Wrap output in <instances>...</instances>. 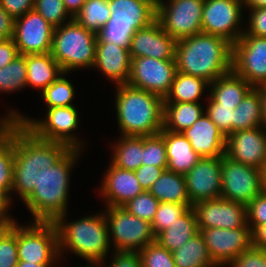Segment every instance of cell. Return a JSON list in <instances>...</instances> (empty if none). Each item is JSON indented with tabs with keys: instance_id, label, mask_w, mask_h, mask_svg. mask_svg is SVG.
<instances>
[{
	"instance_id": "603a6c76",
	"label": "cell",
	"mask_w": 266,
	"mask_h": 267,
	"mask_svg": "<svg viewBox=\"0 0 266 267\" xmlns=\"http://www.w3.org/2000/svg\"><path fill=\"white\" fill-rule=\"evenodd\" d=\"M193 150L201 157L225 155L226 136L218 129L206 112L190 128L181 132Z\"/></svg>"
},
{
	"instance_id": "ac0fdd59",
	"label": "cell",
	"mask_w": 266,
	"mask_h": 267,
	"mask_svg": "<svg viewBox=\"0 0 266 267\" xmlns=\"http://www.w3.org/2000/svg\"><path fill=\"white\" fill-rule=\"evenodd\" d=\"M198 230L204 228L236 229L249 227L245 205L223 198L210 199L192 205Z\"/></svg>"
},
{
	"instance_id": "d4e9b609",
	"label": "cell",
	"mask_w": 266,
	"mask_h": 267,
	"mask_svg": "<svg viewBox=\"0 0 266 267\" xmlns=\"http://www.w3.org/2000/svg\"><path fill=\"white\" fill-rule=\"evenodd\" d=\"M167 154V170L178 174H187L202 158L191 146L189 140L182 133L162 130Z\"/></svg>"
},
{
	"instance_id": "91938a15",
	"label": "cell",
	"mask_w": 266,
	"mask_h": 267,
	"mask_svg": "<svg viewBox=\"0 0 266 267\" xmlns=\"http://www.w3.org/2000/svg\"><path fill=\"white\" fill-rule=\"evenodd\" d=\"M242 4L244 9L265 8L266 0H242Z\"/></svg>"
},
{
	"instance_id": "e0dca14e",
	"label": "cell",
	"mask_w": 266,
	"mask_h": 267,
	"mask_svg": "<svg viewBox=\"0 0 266 267\" xmlns=\"http://www.w3.org/2000/svg\"><path fill=\"white\" fill-rule=\"evenodd\" d=\"M54 26L34 9L15 19L13 41L21 55L50 53Z\"/></svg>"
},
{
	"instance_id": "d6986e66",
	"label": "cell",
	"mask_w": 266,
	"mask_h": 267,
	"mask_svg": "<svg viewBox=\"0 0 266 267\" xmlns=\"http://www.w3.org/2000/svg\"><path fill=\"white\" fill-rule=\"evenodd\" d=\"M222 156L202 157L184 175L191 206L202 201L221 198Z\"/></svg>"
},
{
	"instance_id": "7c38bea8",
	"label": "cell",
	"mask_w": 266,
	"mask_h": 267,
	"mask_svg": "<svg viewBox=\"0 0 266 267\" xmlns=\"http://www.w3.org/2000/svg\"><path fill=\"white\" fill-rule=\"evenodd\" d=\"M221 198L247 206L265 188L260 168L222 156Z\"/></svg>"
},
{
	"instance_id": "60d3db41",
	"label": "cell",
	"mask_w": 266,
	"mask_h": 267,
	"mask_svg": "<svg viewBox=\"0 0 266 267\" xmlns=\"http://www.w3.org/2000/svg\"><path fill=\"white\" fill-rule=\"evenodd\" d=\"M52 26L58 27L73 20L63 0H35L34 8ZM66 19H69L66 21Z\"/></svg>"
},
{
	"instance_id": "b9f144b4",
	"label": "cell",
	"mask_w": 266,
	"mask_h": 267,
	"mask_svg": "<svg viewBox=\"0 0 266 267\" xmlns=\"http://www.w3.org/2000/svg\"><path fill=\"white\" fill-rule=\"evenodd\" d=\"M159 204L160 202L149 191L144 190L122 207L130 214L151 223Z\"/></svg>"
},
{
	"instance_id": "8992f818",
	"label": "cell",
	"mask_w": 266,
	"mask_h": 267,
	"mask_svg": "<svg viewBox=\"0 0 266 267\" xmlns=\"http://www.w3.org/2000/svg\"><path fill=\"white\" fill-rule=\"evenodd\" d=\"M97 34L74 19L53 32L51 55L64 73L92 68L95 62Z\"/></svg>"
},
{
	"instance_id": "ee69618b",
	"label": "cell",
	"mask_w": 266,
	"mask_h": 267,
	"mask_svg": "<svg viewBox=\"0 0 266 267\" xmlns=\"http://www.w3.org/2000/svg\"><path fill=\"white\" fill-rule=\"evenodd\" d=\"M139 254L142 267H176L173 253L156 241L141 249Z\"/></svg>"
},
{
	"instance_id": "9f6ffc18",
	"label": "cell",
	"mask_w": 266,
	"mask_h": 267,
	"mask_svg": "<svg viewBox=\"0 0 266 267\" xmlns=\"http://www.w3.org/2000/svg\"><path fill=\"white\" fill-rule=\"evenodd\" d=\"M11 205L9 199L0 192V221H15L14 218L7 213Z\"/></svg>"
},
{
	"instance_id": "f35d334b",
	"label": "cell",
	"mask_w": 266,
	"mask_h": 267,
	"mask_svg": "<svg viewBox=\"0 0 266 267\" xmlns=\"http://www.w3.org/2000/svg\"><path fill=\"white\" fill-rule=\"evenodd\" d=\"M191 207V203L160 202L151 222L154 236L156 237L160 232L169 227Z\"/></svg>"
},
{
	"instance_id": "7bdbcfd3",
	"label": "cell",
	"mask_w": 266,
	"mask_h": 267,
	"mask_svg": "<svg viewBox=\"0 0 266 267\" xmlns=\"http://www.w3.org/2000/svg\"><path fill=\"white\" fill-rule=\"evenodd\" d=\"M17 221L0 236V267H16L18 264Z\"/></svg>"
},
{
	"instance_id": "4316f807",
	"label": "cell",
	"mask_w": 266,
	"mask_h": 267,
	"mask_svg": "<svg viewBox=\"0 0 266 267\" xmlns=\"http://www.w3.org/2000/svg\"><path fill=\"white\" fill-rule=\"evenodd\" d=\"M27 87L43 91L62 73L51 53L26 55Z\"/></svg>"
},
{
	"instance_id": "d6a6232c",
	"label": "cell",
	"mask_w": 266,
	"mask_h": 267,
	"mask_svg": "<svg viewBox=\"0 0 266 267\" xmlns=\"http://www.w3.org/2000/svg\"><path fill=\"white\" fill-rule=\"evenodd\" d=\"M210 83L203 78L176 72L170 91L164 102H199Z\"/></svg>"
},
{
	"instance_id": "277c9868",
	"label": "cell",
	"mask_w": 266,
	"mask_h": 267,
	"mask_svg": "<svg viewBox=\"0 0 266 267\" xmlns=\"http://www.w3.org/2000/svg\"><path fill=\"white\" fill-rule=\"evenodd\" d=\"M81 149L70 148L50 167L32 193L23 201L31 212L33 221L53 222L67 214L70 175L77 163Z\"/></svg>"
},
{
	"instance_id": "8fae6325",
	"label": "cell",
	"mask_w": 266,
	"mask_h": 267,
	"mask_svg": "<svg viewBox=\"0 0 266 267\" xmlns=\"http://www.w3.org/2000/svg\"><path fill=\"white\" fill-rule=\"evenodd\" d=\"M203 0H168L156 8V20L176 41L202 32Z\"/></svg>"
},
{
	"instance_id": "52a82bcc",
	"label": "cell",
	"mask_w": 266,
	"mask_h": 267,
	"mask_svg": "<svg viewBox=\"0 0 266 267\" xmlns=\"http://www.w3.org/2000/svg\"><path fill=\"white\" fill-rule=\"evenodd\" d=\"M111 17L97 33V42L129 47L134 32L156 20V9L143 0H108Z\"/></svg>"
},
{
	"instance_id": "1f68e13d",
	"label": "cell",
	"mask_w": 266,
	"mask_h": 267,
	"mask_svg": "<svg viewBox=\"0 0 266 267\" xmlns=\"http://www.w3.org/2000/svg\"><path fill=\"white\" fill-rule=\"evenodd\" d=\"M112 147L111 164L117 168L135 171L142 165L144 136L121 135Z\"/></svg>"
},
{
	"instance_id": "db71d44e",
	"label": "cell",
	"mask_w": 266,
	"mask_h": 267,
	"mask_svg": "<svg viewBox=\"0 0 266 267\" xmlns=\"http://www.w3.org/2000/svg\"><path fill=\"white\" fill-rule=\"evenodd\" d=\"M15 19L0 4V40L13 38Z\"/></svg>"
},
{
	"instance_id": "5bb4252c",
	"label": "cell",
	"mask_w": 266,
	"mask_h": 267,
	"mask_svg": "<svg viewBox=\"0 0 266 267\" xmlns=\"http://www.w3.org/2000/svg\"><path fill=\"white\" fill-rule=\"evenodd\" d=\"M232 70L254 88L266 85V37L242 34L232 45Z\"/></svg>"
},
{
	"instance_id": "7a4b0ae2",
	"label": "cell",
	"mask_w": 266,
	"mask_h": 267,
	"mask_svg": "<svg viewBox=\"0 0 266 267\" xmlns=\"http://www.w3.org/2000/svg\"><path fill=\"white\" fill-rule=\"evenodd\" d=\"M177 72L212 83L232 70V44L225 38L198 33L176 43Z\"/></svg>"
},
{
	"instance_id": "c3c4849f",
	"label": "cell",
	"mask_w": 266,
	"mask_h": 267,
	"mask_svg": "<svg viewBox=\"0 0 266 267\" xmlns=\"http://www.w3.org/2000/svg\"><path fill=\"white\" fill-rule=\"evenodd\" d=\"M249 10V24L243 34L266 37V7Z\"/></svg>"
},
{
	"instance_id": "680465c9",
	"label": "cell",
	"mask_w": 266,
	"mask_h": 267,
	"mask_svg": "<svg viewBox=\"0 0 266 267\" xmlns=\"http://www.w3.org/2000/svg\"><path fill=\"white\" fill-rule=\"evenodd\" d=\"M260 93L262 102V124L261 126L266 130V85L257 87Z\"/></svg>"
},
{
	"instance_id": "f546056e",
	"label": "cell",
	"mask_w": 266,
	"mask_h": 267,
	"mask_svg": "<svg viewBox=\"0 0 266 267\" xmlns=\"http://www.w3.org/2000/svg\"><path fill=\"white\" fill-rule=\"evenodd\" d=\"M14 142L13 121L0 122V192L12 203Z\"/></svg>"
},
{
	"instance_id": "484cf974",
	"label": "cell",
	"mask_w": 266,
	"mask_h": 267,
	"mask_svg": "<svg viewBox=\"0 0 266 267\" xmlns=\"http://www.w3.org/2000/svg\"><path fill=\"white\" fill-rule=\"evenodd\" d=\"M253 87L233 70L209 85V95L222 106L237 107Z\"/></svg>"
},
{
	"instance_id": "f1b7e54d",
	"label": "cell",
	"mask_w": 266,
	"mask_h": 267,
	"mask_svg": "<svg viewBox=\"0 0 266 267\" xmlns=\"http://www.w3.org/2000/svg\"><path fill=\"white\" fill-rule=\"evenodd\" d=\"M198 232L196 215L194 209L191 207L169 227L160 232L155 237V241L163 248L173 252L182 247Z\"/></svg>"
},
{
	"instance_id": "bcb514c9",
	"label": "cell",
	"mask_w": 266,
	"mask_h": 267,
	"mask_svg": "<svg viewBox=\"0 0 266 267\" xmlns=\"http://www.w3.org/2000/svg\"><path fill=\"white\" fill-rule=\"evenodd\" d=\"M246 208L247 224L253 232L257 227L266 223V188Z\"/></svg>"
},
{
	"instance_id": "ba28073f",
	"label": "cell",
	"mask_w": 266,
	"mask_h": 267,
	"mask_svg": "<svg viewBox=\"0 0 266 267\" xmlns=\"http://www.w3.org/2000/svg\"><path fill=\"white\" fill-rule=\"evenodd\" d=\"M4 121H18L36 137L47 141L61 142L66 144L69 148L83 150V144H85L79 137L77 138L74 135V131L79 126V113L74 105L47 108L45 118L40 120L31 119L11 109L9 113L5 114L4 117L0 119V122Z\"/></svg>"
},
{
	"instance_id": "03108f58",
	"label": "cell",
	"mask_w": 266,
	"mask_h": 267,
	"mask_svg": "<svg viewBox=\"0 0 266 267\" xmlns=\"http://www.w3.org/2000/svg\"><path fill=\"white\" fill-rule=\"evenodd\" d=\"M79 267H81V266H79ZM84 267H101V266H100V264H88V265H86Z\"/></svg>"
},
{
	"instance_id": "44dd1931",
	"label": "cell",
	"mask_w": 266,
	"mask_h": 267,
	"mask_svg": "<svg viewBox=\"0 0 266 267\" xmlns=\"http://www.w3.org/2000/svg\"><path fill=\"white\" fill-rule=\"evenodd\" d=\"M176 43L155 20L149 26L134 32L129 46L130 56L131 59L153 57L159 60H175Z\"/></svg>"
},
{
	"instance_id": "9c48e42d",
	"label": "cell",
	"mask_w": 266,
	"mask_h": 267,
	"mask_svg": "<svg viewBox=\"0 0 266 267\" xmlns=\"http://www.w3.org/2000/svg\"><path fill=\"white\" fill-rule=\"evenodd\" d=\"M104 215L107 221L113 251L139 252L155 241L151 223L130 214L122 206H106ZM112 240V241H111Z\"/></svg>"
},
{
	"instance_id": "d590c367",
	"label": "cell",
	"mask_w": 266,
	"mask_h": 267,
	"mask_svg": "<svg viewBox=\"0 0 266 267\" xmlns=\"http://www.w3.org/2000/svg\"><path fill=\"white\" fill-rule=\"evenodd\" d=\"M110 17L108 0H87L81 11L73 19L79 25L97 34Z\"/></svg>"
},
{
	"instance_id": "2e32d148",
	"label": "cell",
	"mask_w": 266,
	"mask_h": 267,
	"mask_svg": "<svg viewBox=\"0 0 266 267\" xmlns=\"http://www.w3.org/2000/svg\"><path fill=\"white\" fill-rule=\"evenodd\" d=\"M212 261L216 265H228L240 254L253 247L252 229L204 228L199 231Z\"/></svg>"
},
{
	"instance_id": "ffe728a7",
	"label": "cell",
	"mask_w": 266,
	"mask_h": 267,
	"mask_svg": "<svg viewBox=\"0 0 266 267\" xmlns=\"http://www.w3.org/2000/svg\"><path fill=\"white\" fill-rule=\"evenodd\" d=\"M225 156L232 161L261 168L266 156V130L259 126L229 134Z\"/></svg>"
},
{
	"instance_id": "3957f363",
	"label": "cell",
	"mask_w": 266,
	"mask_h": 267,
	"mask_svg": "<svg viewBox=\"0 0 266 267\" xmlns=\"http://www.w3.org/2000/svg\"><path fill=\"white\" fill-rule=\"evenodd\" d=\"M63 214L53 223L58 234L59 256L62 257L68 250L87 261V264H100L105 262L110 252V237L104 212L88 215L78 220L66 222ZM102 263V264H101Z\"/></svg>"
},
{
	"instance_id": "6da1fadb",
	"label": "cell",
	"mask_w": 266,
	"mask_h": 267,
	"mask_svg": "<svg viewBox=\"0 0 266 267\" xmlns=\"http://www.w3.org/2000/svg\"><path fill=\"white\" fill-rule=\"evenodd\" d=\"M14 191L24 201L38 185L45 173L70 148L61 142L36 137L18 121H13Z\"/></svg>"
},
{
	"instance_id": "83f0119b",
	"label": "cell",
	"mask_w": 266,
	"mask_h": 267,
	"mask_svg": "<svg viewBox=\"0 0 266 267\" xmlns=\"http://www.w3.org/2000/svg\"><path fill=\"white\" fill-rule=\"evenodd\" d=\"M203 108L199 102H164L162 130L183 132L205 113Z\"/></svg>"
},
{
	"instance_id": "6125c7cd",
	"label": "cell",
	"mask_w": 266,
	"mask_h": 267,
	"mask_svg": "<svg viewBox=\"0 0 266 267\" xmlns=\"http://www.w3.org/2000/svg\"><path fill=\"white\" fill-rule=\"evenodd\" d=\"M14 221H0V236Z\"/></svg>"
},
{
	"instance_id": "ab89813d",
	"label": "cell",
	"mask_w": 266,
	"mask_h": 267,
	"mask_svg": "<svg viewBox=\"0 0 266 267\" xmlns=\"http://www.w3.org/2000/svg\"><path fill=\"white\" fill-rule=\"evenodd\" d=\"M142 165H153L167 168V154L164 137L158 133L156 135L144 136V149Z\"/></svg>"
},
{
	"instance_id": "836d02e7",
	"label": "cell",
	"mask_w": 266,
	"mask_h": 267,
	"mask_svg": "<svg viewBox=\"0 0 266 267\" xmlns=\"http://www.w3.org/2000/svg\"><path fill=\"white\" fill-rule=\"evenodd\" d=\"M262 124V102L258 88H252L233 109V132L257 128Z\"/></svg>"
},
{
	"instance_id": "6f0895ef",
	"label": "cell",
	"mask_w": 266,
	"mask_h": 267,
	"mask_svg": "<svg viewBox=\"0 0 266 267\" xmlns=\"http://www.w3.org/2000/svg\"><path fill=\"white\" fill-rule=\"evenodd\" d=\"M86 1L87 0H63L67 12L72 17H75L81 11Z\"/></svg>"
},
{
	"instance_id": "94428289",
	"label": "cell",
	"mask_w": 266,
	"mask_h": 267,
	"mask_svg": "<svg viewBox=\"0 0 266 267\" xmlns=\"http://www.w3.org/2000/svg\"><path fill=\"white\" fill-rule=\"evenodd\" d=\"M53 264H37L25 261H19L16 267H52Z\"/></svg>"
},
{
	"instance_id": "4fadbf2b",
	"label": "cell",
	"mask_w": 266,
	"mask_h": 267,
	"mask_svg": "<svg viewBox=\"0 0 266 267\" xmlns=\"http://www.w3.org/2000/svg\"><path fill=\"white\" fill-rule=\"evenodd\" d=\"M242 0H205L202 10V32L225 38L232 45L244 33L241 22Z\"/></svg>"
},
{
	"instance_id": "be15d7a7",
	"label": "cell",
	"mask_w": 266,
	"mask_h": 267,
	"mask_svg": "<svg viewBox=\"0 0 266 267\" xmlns=\"http://www.w3.org/2000/svg\"><path fill=\"white\" fill-rule=\"evenodd\" d=\"M260 170H261V173H262V178H263L264 184L266 185V156H265L264 162H263L262 167L260 168Z\"/></svg>"
},
{
	"instance_id": "f907efd6",
	"label": "cell",
	"mask_w": 266,
	"mask_h": 267,
	"mask_svg": "<svg viewBox=\"0 0 266 267\" xmlns=\"http://www.w3.org/2000/svg\"><path fill=\"white\" fill-rule=\"evenodd\" d=\"M111 257L110 265L104 267H142L139 252L114 251Z\"/></svg>"
},
{
	"instance_id": "003e7915",
	"label": "cell",
	"mask_w": 266,
	"mask_h": 267,
	"mask_svg": "<svg viewBox=\"0 0 266 267\" xmlns=\"http://www.w3.org/2000/svg\"><path fill=\"white\" fill-rule=\"evenodd\" d=\"M213 267H224V265H214Z\"/></svg>"
},
{
	"instance_id": "30bf717a",
	"label": "cell",
	"mask_w": 266,
	"mask_h": 267,
	"mask_svg": "<svg viewBox=\"0 0 266 267\" xmlns=\"http://www.w3.org/2000/svg\"><path fill=\"white\" fill-rule=\"evenodd\" d=\"M18 260L37 264L59 263L58 234L53 222H17Z\"/></svg>"
},
{
	"instance_id": "4dcf8cb0",
	"label": "cell",
	"mask_w": 266,
	"mask_h": 267,
	"mask_svg": "<svg viewBox=\"0 0 266 267\" xmlns=\"http://www.w3.org/2000/svg\"><path fill=\"white\" fill-rule=\"evenodd\" d=\"M159 202L191 203L184 175L164 170L148 190Z\"/></svg>"
},
{
	"instance_id": "11a10c76",
	"label": "cell",
	"mask_w": 266,
	"mask_h": 267,
	"mask_svg": "<svg viewBox=\"0 0 266 267\" xmlns=\"http://www.w3.org/2000/svg\"><path fill=\"white\" fill-rule=\"evenodd\" d=\"M253 247L266 251V223L257 227L253 232Z\"/></svg>"
},
{
	"instance_id": "f5cc1de1",
	"label": "cell",
	"mask_w": 266,
	"mask_h": 267,
	"mask_svg": "<svg viewBox=\"0 0 266 267\" xmlns=\"http://www.w3.org/2000/svg\"><path fill=\"white\" fill-rule=\"evenodd\" d=\"M18 54L13 39L0 40V68L12 62Z\"/></svg>"
},
{
	"instance_id": "cb8c5ba5",
	"label": "cell",
	"mask_w": 266,
	"mask_h": 267,
	"mask_svg": "<svg viewBox=\"0 0 266 267\" xmlns=\"http://www.w3.org/2000/svg\"><path fill=\"white\" fill-rule=\"evenodd\" d=\"M92 68L99 69L115 85L127 84L131 68L129 47H121L110 42H97Z\"/></svg>"
},
{
	"instance_id": "8d00e7d4",
	"label": "cell",
	"mask_w": 266,
	"mask_h": 267,
	"mask_svg": "<svg viewBox=\"0 0 266 267\" xmlns=\"http://www.w3.org/2000/svg\"><path fill=\"white\" fill-rule=\"evenodd\" d=\"M26 55L18 54L12 62L0 68V92L11 93L27 87Z\"/></svg>"
},
{
	"instance_id": "e575fe53",
	"label": "cell",
	"mask_w": 266,
	"mask_h": 267,
	"mask_svg": "<svg viewBox=\"0 0 266 267\" xmlns=\"http://www.w3.org/2000/svg\"><path fill=\"white\" fill-rule=\"evenodd\" d=\"M172 253L176 267H213L216 265L210 257L200 232Z\"/></svg>"
},
{
	"instance_id": "74e56055",
	"label": "cell",
	"mask_w": 266,
	"mask_h": 267,
	"mask_svg": "<svg viewBox=\"0 0 266 267\" xmlns=\"http://www.w3.org/2000/svg\"><path fill=\"white\" fill-rule=\"evenodd\" d=\"M62 73L54 82L42 91V98L47 108L73 106L75 90L70 80ZM65 76V77H64Z\"/></svg>"
},
{
	"instance_id": "5b68a950",
	"label": "cell",
	"mask_w": 266,
	"mask_h": 267,
	"mask_svg": "<svg viewBox=\"0 0 266 267\" xmlns=\"http://www.w3.org/2000/svg\"><path fill=\"white\" fill-rule=\"evenodd\" d=\"M116 86V117L120 135L150 136L163 129V98L127 84Z\"/></svg>"
},
{
	"instance_id": "7dc6e473",
	"label": "cell",
	"mask_w": 266,
	"mask_h": 267,
	"mask_svg": "<svg viewBox=\"0 0 266 267\" xmlns=\"http://www.w3.org/2000/svg\"><path fill=\"white\" fill-rule=\"evenodd\" d=\"M228 265L229 267H266V251L252 247Z\"/></svg>"
},
{
	"instance_id": "f6af8a7d",
	"label": "cell",
	"mask_w": 266,
	"mask_h": 267,
	"mask_svg": "<svg viewBox=\"0 0 266 267\" xmlns=\"http://www.w3.org/2000/svg\"><path fill=\"white\" fill-rule=\"evenodd\" d=\"M208 104L205 110L206 114L210 117V119L216 124L218 129L225 135L226 137L233 133V109L236 107H226L222 106L220 103L216 102L209 94H208Z\"/></svg>"
},
{
	"instance_id": "9a60e30c",
	"label": "cell",
	"mask_w": 266,
	"mask_h": 267,
	"mask_svg": "<svg viewBox=\"0 0 266 267\" xmlns=\"http://www.w3.org/2000/svg\"><path fill=\"white\" fill-rule=\"evenodd\" d=\"M176 72L175 60L132 58L127 85L154 93L164 99L170 91Z\"/></svg>"
},
{
	"instance_id": "816d5d0a",
	"label": "cell",
	"mask_w": 266,
	"mask_h": 267,
	"mask_svg": "<svg viewBox=\"0 0 266 267\" xmlns=\"http://www.w3.org/2000/svg\"><path fill=\"white\" fill-rule=\"evenodd\" d=\"M35 0H0L1 6L14 19L33 10Z\"/></svg>"
},
{
	"instance_id": "e7e4bbea",
	"label": "cell",
	"mask_w": 266,
	"mask_h": 267,
	"mask_svg": "<svg viewBox=\"0 0 266 267\" xmlns=\"http://www.w3.org/2000/svg\"><path fill=\"white\" fill-rule=\"evenodd\" d=\"M143 1L150 3L155 9L162 2V0H143Z\"/></svg>"
},
{
	"instance_id": "7402d4cb",
	"label": "cell",
	"mask_w": 266,
	"mask_h": 267,
	"mask_svg": "<svg viewBox=\"0 0 266 267\" xmlns=\"http://www.w3.org/2000/svg\"><path fill=\"white\" fill-rule=\"evenodd\" d=\"M108 166L98 189L106 206H123L144 191L134 171L117 168L111 163Z\"/></svg>"
},
{
	"instance_id": "681fc988",
	"label": "cell",
	"mask_w": 266,
	"mask_h": 267,
	"mask_svg": "<svg viewBox=\"0 0 266 267\" xmlns=\"http://www.w3.org/2000/svg\"><path fill=\"white\" fill-rule=\"evenodd\" d=\"M167 168H161L153 165H141L136 169L135 175L138 179L140 186L148 191L153 183L161 176L164 170Z\"/></svg>"
}]
</instances>
